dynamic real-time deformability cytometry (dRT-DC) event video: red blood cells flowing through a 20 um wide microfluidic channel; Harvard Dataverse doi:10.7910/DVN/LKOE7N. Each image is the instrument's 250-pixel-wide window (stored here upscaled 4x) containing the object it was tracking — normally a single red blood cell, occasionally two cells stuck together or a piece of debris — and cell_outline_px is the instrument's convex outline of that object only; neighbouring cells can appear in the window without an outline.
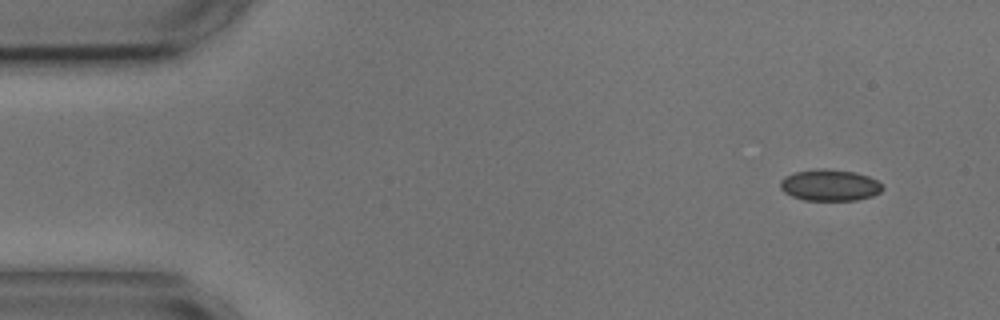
{"species": "common noctule bat (a hibernating species)", "species_latin": "Nyctalus noctula", "temperature_condition": "cold", "stored_images_in_passage": 4, "camera_frame_rate_fps": 3000, "um_per_image_px": 0.085, "animal": {"sex": "male", "body_mass_g": 17.9, "forearm_length_mm": 54.2}, "frame": {"image": 1, "passage_image": 1, "time_ms": 0.0, "image_size_px": [1000, 320], "cell_outline_px": [[884, 188], [880, 192], [872, 196], [856, 200], [804, 200], [792, 196], [784, 192], [780, 188], [780, 180], [784, 176], [796, 172], [816, 168], [824, 168], [856, 172], [868, 176], [876, 180]], "centroid_in_image_um": [70.51, 15.73], "position_along_channel_um": 14.5, "area_um2": 18.79}}